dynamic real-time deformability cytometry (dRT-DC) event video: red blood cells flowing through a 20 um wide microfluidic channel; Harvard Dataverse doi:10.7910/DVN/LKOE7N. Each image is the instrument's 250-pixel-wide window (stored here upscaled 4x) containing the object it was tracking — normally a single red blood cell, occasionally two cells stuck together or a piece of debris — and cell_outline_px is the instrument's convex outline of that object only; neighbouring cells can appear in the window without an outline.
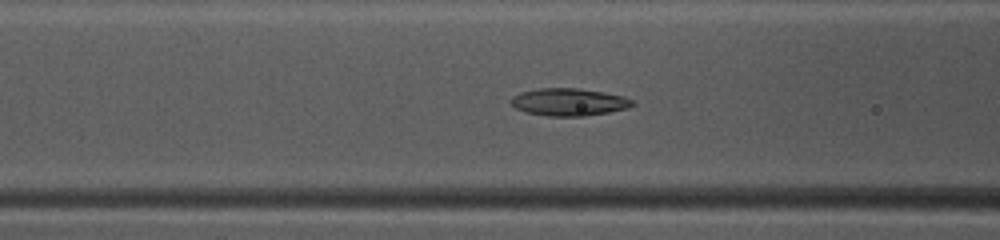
{"species": "common noctule bat (a hibernating species)", "species_latin": "Nyctalus noctula", "temperature_condition": "warm", "stored_images_in_passage": 40, "camera_frame_rate_fps": 3000, "um_per_image_px": 0.085, "animal": {"sex": "female", "body_mass_g": 10.0, "forearm_length_mm": 53.1}, "frame": {"image": 1, "passage_image": 11, "time_ms": 3.333, "image_size_px": [1000, 240], "cell_outline_px": [[636, 104], [628, 108], [608, 112], [584, 116], [548, 116], [528, 112], [516, 108], [508, 100], [512, 96], [520, 92], [540, 88], [576, 88], [604, 92], [624, 96], [632, 100]], "centroid_in_image_um": [48.36, 8.66], "position_along_channel_um": 118.2, "area_um2": 19.42}}
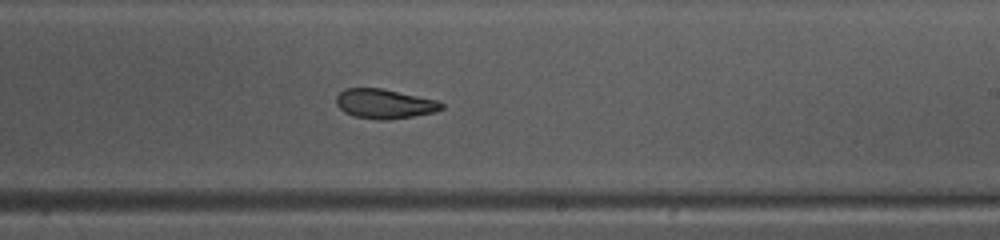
{"frame": {"image": 2, "passage_image": 21, "time_ms": 6.667, "image_size_px": [1000, 240], "cell_outline_px": [[444, 108], [436, 112], [388, 120], [380, 120], [352, 116], [344, 112], [336, 104], [336, 96], [344, 88], [384, 88], [436, 100], [444, 104]], "centroid_in_image_um": [32.67, 8.82], "position_along_channel_um": 256.3, "area_um2": 18.26}}
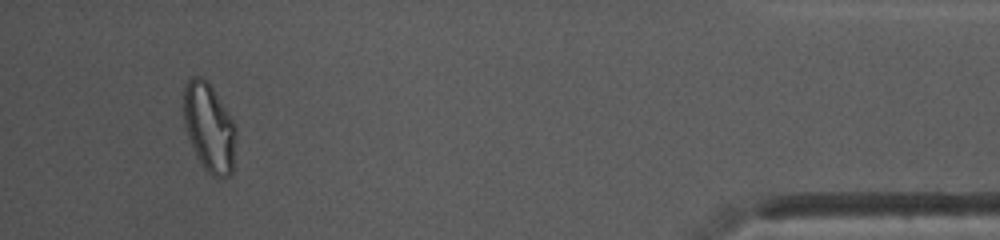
{"frame": {"image": 3, "passage_image": 37, "time_ms": 12.0, "image_size_px": [1000, 240], "cell_outline_px": [[236, 132], [232, 172], [228, 176], [212, 176], [204, 168], [196, 156], [188, 136], [184, 124], [184, 84], [192, 76], [200, 76], [208, 80], [236, 124]], "centroid_in_image_um": [17.78, 10.79], "position_along_channel_um": 417.4, "area_um2": 27.11}, "authors_computed_cell_mechanics": {"area_um2": 19.5075, "velocity_mm_per_s": 4.1417, "shape_relaxation_time_tau1_ms": 9.5815, "shape_relaxation_time_tau2_ms": 2.1039, "deformation_change_tau1": 0.2043, "deformation_change_tau2": 0.0747}}